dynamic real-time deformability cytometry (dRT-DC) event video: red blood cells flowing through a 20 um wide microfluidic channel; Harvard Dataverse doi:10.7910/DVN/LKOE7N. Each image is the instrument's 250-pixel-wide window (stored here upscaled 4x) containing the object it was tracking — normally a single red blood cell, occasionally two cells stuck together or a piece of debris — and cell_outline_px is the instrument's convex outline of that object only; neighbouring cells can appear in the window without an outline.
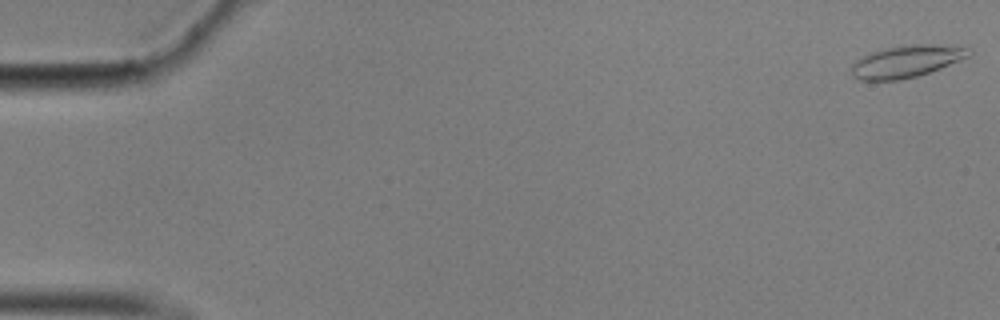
{"species": "common noctule bat (a hibernating species)", "species_latin": "Nyctalus noctula", "temperature_condition": "cold", "stored_images_in_passage": 8, "camera_frame_rate_fps": 3000, "um_per_image_px": 0.085, "animal": {"sex": "male", "body_mass_g": 17.9}, "frame": {"image": 1, "passage_image": 1, "time_ms": 0.0, "image_size_px": [1000, 320], "cell_outline_px": [[972, 52], [968, 56], [940, 68], [916, 76], [900, 80], [860, 80], [852, 76], [848, 68], [856, 60], [872, 52], [888, 48], [912, 44], [932, 44], [964, 48]], "centroid_in_image_um": [76.95, 5.24], "position_along_channel_um": 8.0, "area_um2": 21.5}}